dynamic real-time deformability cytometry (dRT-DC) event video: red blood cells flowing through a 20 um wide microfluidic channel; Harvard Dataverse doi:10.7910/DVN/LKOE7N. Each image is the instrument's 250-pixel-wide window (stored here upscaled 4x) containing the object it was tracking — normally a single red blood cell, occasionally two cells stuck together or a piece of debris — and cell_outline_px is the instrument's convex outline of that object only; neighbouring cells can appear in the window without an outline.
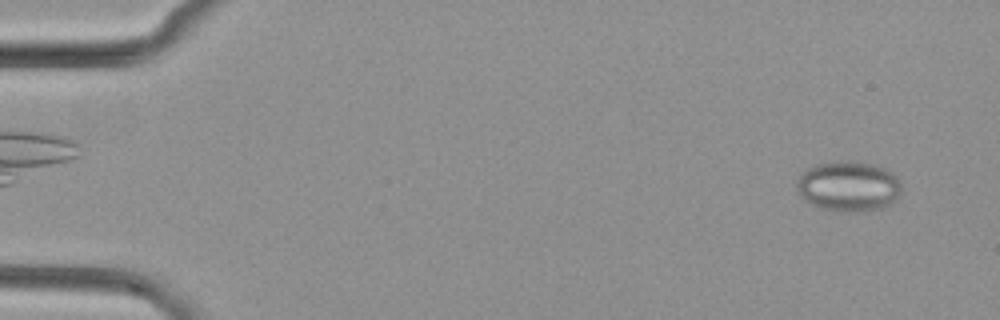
{"species": "common noctule bat (a hibernating species)", "species_latin": "Nyctalus noctula", "temperature_condition": "cold", "stored_images_in_passage": 52, "camera_frame_rate_fps": 3000, "um_per_image_px": 0.085, "animal": {"sex": "female", "body_mass_g": 29.2, "forearm_length_mm": 56.3}, "frame": {"image": 1, "passage_image": 3, "time_ms": 0.667, "image_size_px": [1000, 320], "cell_outline_px": [[900, 192], [896, 200], [880, 208], [860, 212], [852, 212], [820, 208], [804, 200], [800, 196], [796, 188], [796, 184], [800, 176], [808, 168], [816, 164], [872, 164], [884, 168], [892, 172], [900, 180]], "centroid_in_image_um": [72.13, 15.89], "position_along_channel_um": 12.9, "area_um2": 29.77}}
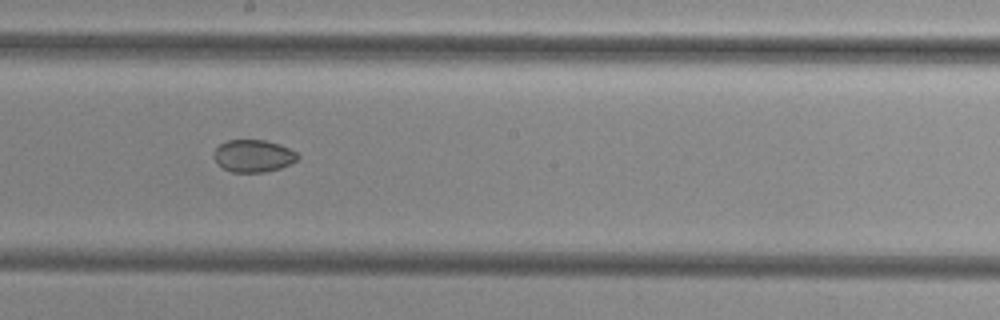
{"frame": {"image": 2, "passage_image": 29, "time_ms": 9.333, "image_size_px": [1000, 320], "cell_outline_px": [[300, 156], [296, 160], [280, 168], [264, 172], [232, 172], [224, 168], [212, 156], [216, 148], [220, 144], [228, 140], [264, 140], [280, 144], [296, 152]], "centroid_in_image_um": [21.53, 13.24], "position_along_channel_um": 226.7, "area_um2": 15.61}}
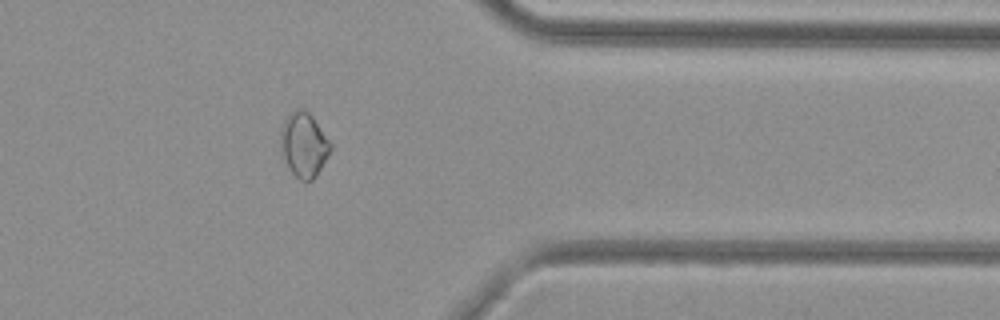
{"frame": {"image": 3, "passage_image": 42, "time_ms": 13.667, "image_size_px": [1000, 320], "cell_outline_px": [[332, 148], [316, 176], [312, 180], [300, 180], [288, 168], [280, 148], [280, 128], [284, 120], [296, 108], [304, 108], [312, 116], [332, 144]], "centroid_in_image_um": [25.81, 12.29], "position_along_channel_um": 385.6, "area_um2": 18.73}}